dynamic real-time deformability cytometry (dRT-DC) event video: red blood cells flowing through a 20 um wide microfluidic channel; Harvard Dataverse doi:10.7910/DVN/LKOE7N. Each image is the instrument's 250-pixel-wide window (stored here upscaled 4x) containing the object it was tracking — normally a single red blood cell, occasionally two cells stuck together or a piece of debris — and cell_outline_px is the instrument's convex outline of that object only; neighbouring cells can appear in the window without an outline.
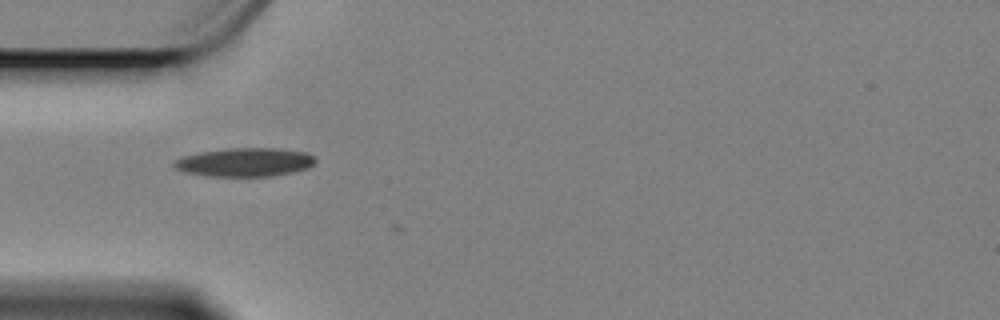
{"species": "Egyptian fruit bat (a non-hibernating species)", "species_latin": "Rousettus aegyptiacus", "temperature_condition": "cold", "stored_images_in_passage": 2, "camera_frame_rate_fps": 3000, "um_per_image_px": 0.085, "animal": {"sex": "female"}, "frame": {"image": 1, "passage_image": 1, "time_ms": 0.0, "image_size_px": [1000, 320], "cell_outline_px": [[316, 160], [312, 164], [304, 168], [288, 172], [268, 176], [208, 176], [188, 172], [176, 168], [172, 164], [176, 160], [184, 156], [200, 152], [224, 148], [280, 148], [308, 152]], "centroid_in_image_um": [20.79, 13.76], "position_along_channel_um": 64.2, "area_um2": 23.18}}